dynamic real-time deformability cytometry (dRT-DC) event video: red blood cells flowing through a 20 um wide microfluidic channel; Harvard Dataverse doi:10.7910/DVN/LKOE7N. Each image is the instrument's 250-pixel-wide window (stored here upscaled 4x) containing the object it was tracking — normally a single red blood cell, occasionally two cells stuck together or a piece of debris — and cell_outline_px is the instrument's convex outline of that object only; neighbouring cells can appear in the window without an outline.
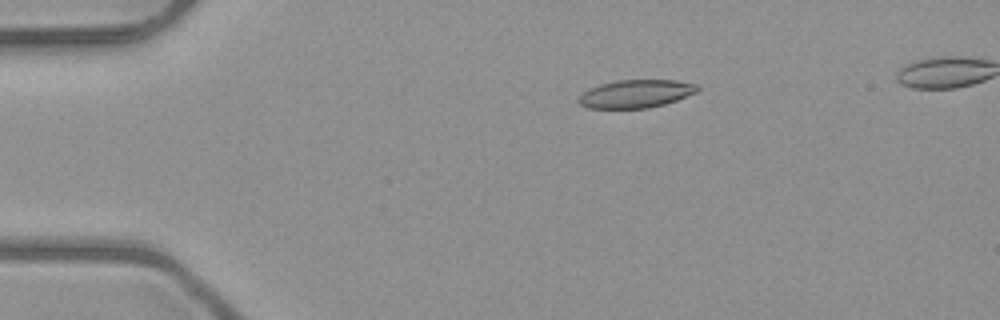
{"species": "common noctule bat (a hibernating species)", "species_latin": "Nyctalus noctula", "temperature_condition": "room temperature", "stored_images_in_passage": 51, "camera_frame_rate_fps": 3000, "um_per_image_px": 0.085, "animal": {"sex": "male", "body_mass_g": 23.1, "forearm_length_mm": 52.7}, "frame": {"image": 1, "passage_image": 11, "time_ms": 3.333, "image_size_px": [1000, 320], "cell_outline_px": [[700, 88], [696, 92], [676, 100], [664, 104], [648, 108], [588, 108], [580, 104], [576, 100], [588, 88], [600, 84], [616, 80], [676, 80], [696, 84]], "centroid_in_image_um": [54.02, 7.96], "position_along_channel_um": 31.0, "area_um2": 19.36}}
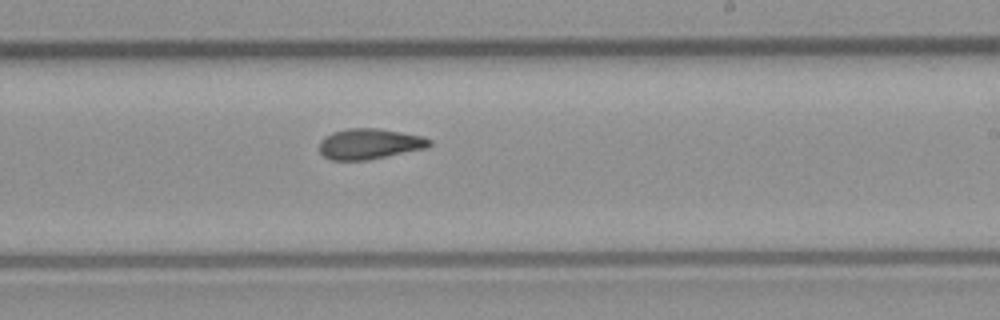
{"frame": {"image": 2, "passage_image": 32, "time_ms": 10.333, "image_size_px": [1000, 320], "cell_outline_px": [[432, 144], [428, 148], [368, 160], [332, 160], [324, 156], [320, 152], [320, 140], [324, 136], [332, 132], [348, 128], [376, 128], [424, 136], [432, 140]], "centroid_in_image_um": [31.43, 12.23], "position_along_channel_um": 257.6, "area_um2": 19.77}}
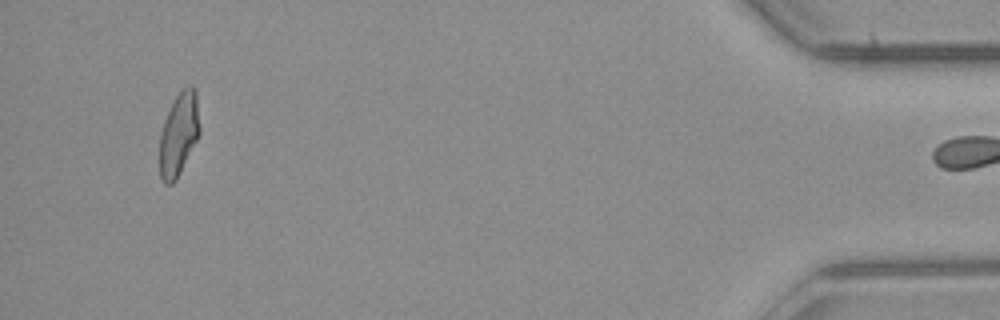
{"frame": {"image": 3, "passage_image": 50, "time_ms": 16.333, "image_size_px": [1000, 320], "cell_outline_px": [[200, 132], [176, 180], [172, 184], [164, 184], [160, 176], [160, 136], [164, 120], [176, 96], [184, 88], [192, 84], [196, 88], [200, 124]], "centroid_in_image_um": [15.21, 11.38], "position_along_channel_um": 420.0, "area_um2": 19.25}, "authors_computed_cell_mechanics": {"area_um2": 19.652, "velocity_mm_per_s": 4.0288, "shape_relaxation_time_tau1_ms": null, "shape_relaxation_time_tau2_ms": 2.1338, "deformation_change_tau1": null, "deformation_change_tau2": 0.0905}}